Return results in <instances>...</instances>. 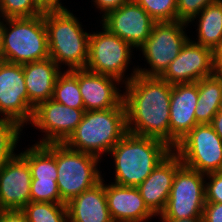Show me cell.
Instances as JSON below:
<instances>
[{
  "mask_svg": "<svg viewBox=\"0 0 222 222\" xmlns=\"http://www.w3.org/2000/svg\"><path fill=\"white\" fill-rule=\"evenodd\" d=\"M205 174L182 165L174 176L165 210L168 219L202 218L205 207Z\"/></svg>",
  "mask_w": 222,
  "mask_h": 222,
  "instance_id": "9",
  "label": "cell"
},
{
  "mask_svg": "<svg viewBox=\"0 0 222 222\" xmlns=\"http://www.w3.org/2000/svg\"><path fill=\"white\" fill-rule=\"evenodd\" d=\"M130 1L132 0H94V3L96 4L97 8L101 10V12L103 11V17L110 11L116 10L120 6Z\"/></svg>",
  "mask_w": 222,
  "mask_h": 222,
  "instance_id": "35",
  "label": "cell"
},
{
  "mask_svg": "<svg viewBox=\"0 0 222 222\" xmlns=\"http://www.w3.org/2000/svg\"><path fill=\"white\" fill-rule=\"evenodd\" d=\"M103 32L89 35L85 69L122 80L131 59L132 46L102 26Z\"/></svg>",
  "mask_w": 222,
  "mask_h": 222,
  "instance_id": "10",
  "label": "cell"
},
{
  "mask_svg": "<svg viewBox=\"0 0 222 222\" xmlns=\"http://www.w3.org/2000/svg\"><path fill=\"white\" fill-rule=\"evenodd\" d=\"M30 202L64 203L56 180L31 179Z\"/></svg>",
  "mask_w": 222,
  "mask_h": 222,
  "instance_id": "30",
  "label": "cell"
},
{
  "mask_svg": "<svg viewBox=\"0 0 222 222\" xmlns=\"http://www.w3.org/2000/svg\"><path fill=\"white\" fill-rule=\"evenodd\" d=\"M31 147L20 155L28 162L32 179L57 180L55 156L44 145L34 144Z\"/></svg>",
  "mask_w": 222,
  "mask_h": 222,
  "instance_id": "24",
  "label": "cell"
},
{
  "mask_svg": "<svg viewBox=\"0 0 222 222\" xmlns=\"http://www.w3.org/2000/svg\"><path fill=\"white\" fill-rule=\"evenodd\" d=\"M44 146L56 158L58 174L56 182L65 204L102 180L97 169L98 157L73 150L64 143H51Z\"/></svg>",
  "mask_w": 222,
  "mask_h": 222,
  "instance_id": "6",
  "label": "cell"
},
{
  "mask_svg": "<svg viewBox=\"0 0 222 222\" xmlns=\"http://www.w3.org/2000/svg\"><path fill=\"white\" fill-rule=\"evenodd\" d=\"M102 180L67 204L68 222H113Z\"/></svg>",
  "mask_w": 222,
  "mask_h": 222,
  "instance_id": "21",
  "label": "cell"
},
{
  "mask_svg": "<svg viewBox=\"0 0 222 222\" xmlns=\"http://www.w3.org/2000/svg\"><path fill=\"white\" fill-rule=\"evenodd\" d=\"M52 99L67 107L85 109L77 77L66 70L60 73L56 79Z\"/></svg>",
  "mask_w": 222,
  "mask_h": 222,
  "instance_id": "25",
  "label": "cell"
},
{
  "mask_svg": "<svg viewBox=\"0 0 222 222\" xmlns=\"http://www.w3.org/2000/svg\"><path fill=\"white\" fill-rule=\"evenodd\" d=\"M106 201L113 222H143L155 216L137 187L105 185Z\"/></svg>",
  "mask_w": 222,
  "mask_h": 222,
  "instance_id": "19",
  "label": "cell"
},
{
  "mask_svg": "<svg viewBox=\"0 0 222 222\" xmlns=\"http://www.w3.org/2000/svg\"><path fill=\"white\" fill-rule=\"evenodd\" d=\"M4 62H6V58L3 51L2 35L0 32V63H4Z\"/></svg>",
  "mask_w": 222,
  "mask_h": 222,
  "instance_id": "40",
  "label": "cell"
},
{
  "mask_svg": "<svg viewBox=\"0 0 222 222\" xmlns=\"http://www.w3.org/2000/svg\"><path fill=\"white\" fill-rule=\"evenodd\" d=\"M0 12L3 20L44 14L34 0H0Z\"/></svg>",
  "mask_w": 222,
  "mask_h": 222,
  "instance_id": "29",
  "label": "cell"
},
{
  "mask_svg": "<svg viewBox=\"0 0 222 222\" xmlns=\"http://www.w3.org/2000/svg\"><path fill=\"white\" fill-rule=\"evenodd\" d=\"M50 58L68 65V70L85 69L88 62L89 35L68 10L44 12Z\"/></svg>",
  "mask_w": 222,
  "mask_h": 222,
  "instance_id": "4",
  "label": "cell"
},
{
  "mask_svg": "<svg viewBox=\"0 0 222 222\" xmlns=\"http://www.w3.org/2000/svg\"><path fill=\"white\" fill-rule=\"evenodd\" d=\"M198 41L214 49L222 40V0L206 6L198 15Z\"/></svg>",
  "mask_w": 222,
  "mask_h": 222,
  "instance_id": "23",
  "label": "cell"
},
{
  "mask_svg": "<svg viewBox=\"0 0 222 222\" xmlns=\"http://www.w3.org/2000/svg\"><path fill=\"white\" fill-rule=\"evenodd\" d=\"M198 100V84L172 85L170 99V147L174 149L196 125L195 108Z\"/></svg>",
  "mask_w": 222,
  "mask_h": 222,
  "instance_id": "17",
  "label": "cell"
},
{
  "mask_svg": "<svg viewBox=\"0 0 222 222\" xmlns=\"http://www.w3.org/2000/svg\"><path fill=\"white\" fill-rule=\"evenodd\" d=\"M102 25L132 47L139 48L150 36L155 21L134 0L103 16Z\"/></svg>",
  "mask_w": 222,
  "mask_h": 222,
  "instance_id": "14",
  "label": "cell"
},
{
  "mask_svg": "<svg viewBox=\"0 0 222 222\" xmlns=\"http://www.w3.org/2000/svg\"><path fill=\"white\" fill-rule=\"evenodd\" d=\"M34 1L43 12L67 10L64 6H62L60 0H34Z\"/></svg>",
  "mask_w": 222,
  "mask_h": 222,
  "instance_id": "36",
  "label": "cell"
},
{
  "mask_svg": "<svg viewBox=\"0 0 222 222\" xmlns=\"http://www.w3.org/2000/svg\"><path fill=\"white\" fill-rule=\"evenodd\" d=\"M215 73L213 49L188 39L160 78L175 85L194 83Z\"/></svg>",
  "mask_w": 222,
  "mask_h": 222,
  "instance_id": "13",
  "label": "cell"
},
{
  "mask_svg": "<svg viewBox=\"0 0 222 222\" xmlns=\"http://www.w3.org/2000/svg\"><path fill=\"white\" fill-rule=\"evenodd\" d=\"M202 222H222V203L205 202Z\"/></svg>",
  "mask_w": 222,
  "mask_h": 222,
  "instance_id": "33",
  "label": "cell"
},
{
  "mask_svg": "<svg viewBox=\"0 0 222 222\" xmlns=\"http://www.w3.org/2000/svg\"><path fill=\"white\" fill-rule=\"evenodd\" d=\"M0 222H28L22 210H0Z\"/></svg>",
  "mask_w": 222,
  "mask_h": 222,
  "instance_id": "34",
  "label": "cell"
},
{
  "mask_svg": "<svg viewBox=\"0 0 222 222\" xmlns=\"http://www.w3.org/2000/svg\"><path fill=\"white\" fill-rule=\"evenodd\" d=\"M85 109L67 107L53 99L39 103L33 111L31 124L45 132L36 144L64 143L81 122Z\"/></svg>",
  "mask_w": 222,
  "mask_h": 222,
  "instance_id": "12",
  "label": "cell"
},
{
  "mask_svg": "<svg viewBox=\"0 0 222 222\" xmlns=\"http://www.w3.org/2000/svg\"><path fill=\"white\" fill-rule=\"evenodd\" d=\"M4 21L9 26L0 21L6 62L23 65L50 58L44 14Z\"/></svg>",
  "mask_w": 222,
  "mask_h": 222,
  "instance_id": "5",
  "label": "cell"
},
{
  "mask_svg": "<svg viewBox=\"0 0 222 222\" xmlns=\"http://www.w3.org/2000/svg\"><path fill=\"white\" fill-rule=\"evenodd\" d=\"M70 71L78 79L85 111L111 109L123 102V94L119 93V89L115 85V83L121 82L117 78L94 73L87 69Z\"/></svg>",
  "mask_w": 222,
  "mask_h": 222,
  "instance_id": "16",
  "label": "cell"
},
{
  "mask_svg": "<svg viewBox=\"0 0 222 222\" xmlns=\"http://www.w3.org/2000/svg\"><path fill=\"white\" fill-rule=\"evenodd\" d=\"M182 21L155 22L148 39L139 47L150 65V70L136 68L125 83L140 74L147 77H160L169 64L179 55L183 45L189 39Z\"/></svg>",
  "mask_w": 222,
  "mask_h": 222,
  "instance_id": "7",
  "label": "cell"
},
{
  "mask_svg": "<svg viewBox=\"0 0 222 222\" xmlns=\"http://www.w3.org/2000/svg\"><path fill=\"white\" fill-rule=\"evenodd\" d=\"M216 74L221 78L222 80V67L216 72Z\"/></svg>",
  "mask_w": 222,
  "mask_h": 222,
  "instance_id": "41",
  "label": "cell"
},
{
  "mask_svg": "<svg viewBox=\"0 0 222 222\" xmlns=\"http://www.w3.org/2000/svg\"><path fill=\"white\" fill-rule=\"evenodd\" d=\"M198 84V100L195 118L198 124H210L219 111L222 99V80L215 73L196 82Z\"/></svg>",
  "mask_w": 222,
  "mask_h": 222,
  "instance_id": "22",
  "label": "cell"
},
{
  "mask_svg": "<svg viewBox=\"0 0 222 222\" xmlns=\"http://www.w3.org/2000/svg\"><path fill=\"white\" fill-rule=\"evenodd\" d=\"M210 125L213 127L214 131L222 139V111H218L217 114L212 119Z\"/></svg>",
  "mask_w": 222,
  "mask_h": 222,
  "instance_id": "38",
  "label": "cell"
},
{
  "mask_svg": "<svg viewBox=\"0 0 222 222\" xmlns=\"http://www.w3.org/2000/svg\"><path fill=\"white\" fill-rule=\"evenodd\" d=\"M21 127L13 120L0 118V167L16 156L13 151L19 140Z\"/></svg>",
  "mask_w": 222,
  "mask_h": 222,
  "instance_id": "27",
  "label": "cell"
},
{
  "mask_svg": "<svg viewBox=\"0 0 222 222\" xmlns=\"http://www.w3.org/2000/svg\"><path fill=\"white\" fill-rule=\"evenodd\" d=\"M123 103L129 133L162 140L170 146L172 85L160 77L137 73L125 83Z\"/></svg>",
  "mask_w": 222,
  "mask_h": 222,
  "instance_id": "1",
  "label": "cell"
},
{
  "mask_svg": "<svg viewBox=\"0 0 222 222\" xmlns=\"http://www.w3.org/2000/svg\"><path fill=\"white\" fill-rule=\"evenodd\" d=\"M22 211L28 222H68L65 203L29 202Z\"/></svg>",
  "mask_w": 222,
  "mask_h": 222,
  "instance_id": "26",
  "label": "cell"
},
{
  "mask_svg": "<svg viewBox=\"0 0 222 222\" xmlns=\"http://www.w3.org/2000/svg\"><path fill=\"white\" fill-rule=\"evenodd\" d=\"M162 222H202V218L168 219L161 218Z\"/></svg>",
  "mask_w": 222,
  "mask_h": 222,
  "instance_id": "39",
  "label": "cell"
},
{
  "mask_svg": "<svg viewBox=\"0 0 222 222\" xmlns=\"http://www.w3.org/2000/svg\"><path fill=\"white\" fill-rule=\"evenodd\" d=\"M182 165L180 157L172 151L137 187L145 204L155 215L165 210L174 176Z\"/></svg>",
  "mask_w": 222,
  "mask_h": 222,
  "instance_id": "18",
  "label": "cell"
},
{
  "mask_svg": "<svg viewBox=\"0 0 222 222\" xmlns=\"http://www.w3.org/2000/svg\"><path fill=\"white\" fill-rule=\"evenodd\" d=\"M173 151L190 169L203 174L222 171V139L210 124L196 125Z\"/></svg>",
  "mask_w": 222,
  "mask_h": 222,
  "instance_id": "8",
  "label": "cell"
},
{
  "mask_svg": "<svg viewBox=\"0 0 222 222\" xmlns=\"http://www.w3.org/2000/svg\"><path fill=\"white\" fill-rule=\"evenodd\" d=\"M177 20L189 24L209 4L219 0H176Z\"/></svg>",
  "mask_w": 222,
  "mask_h": 222,
  "instance_id": "31",
  "label": "cell"
},
{
  "mask_svg": "<svg viewBox=\"0 0 222 222\" xmlns=\"http://www.w3.org/2000/svg\"><path fill=\"white\" fill-rule=\"evenodd\" d=\"M155 22H172L177 20L176 0H134Z\"/></svg>",
  "mask_w": 222,
  "mask_h": 222,
  "instance_id": "28",
  "label": "cell"
},
{
  "mask_svg": "<svg viewBox=\"0 0 222 222\" xmlns=\"http://www.w3.org/2000/svg\"><path fill=\"white\" fill-rule=\"evenodd\" d=\"M23 73L28 102L33 109L39 103L52 99L56 79L61 73L52 58L23 64Z\"/></svg>",
  "mask_w": 222,
  "mask_h": 222,
  "instance_id": "20",
  "label": "cell"
},
{
  "mask_svg": "<svg viewBox=\"0 0 222 222\" xmlns=\"http://www.w3.org/2000/svg\"><path fill=\"white\" fill-rule=\"evenodd\" d=\"M205 202L222 203V171L205 174Z\"/></svg>",
  "mask_w": 222,
  "mask_h": 222,
  "instance_id": "32",
  "label": "cell"
},
{
  "mask_svg": "<svg viewBox=\"0 0 222 222\" xmlns=\"http://www.w3.org/2000/svg\"><path fill=\"white\" fill-rule=\"evenodd\" d=\"M214 56V67L217 72L222 67V40L220 43L213 49Z\"/></svg>",
  "mask_w": 222,
  "mask_h": 222,
  "instance_id": "37",
  "label": "cell"
},
{
  "mask_svg": "<svg viewBox=\"0 0 222 222\" xmlns=\"http://www.w3.org/2000/svg\"><path fill=\"white\" fill-rule=\"evenodd\" d=\"M34 109L28 102L23 65L0 63V113L19 125L31 122Z\"/></svg>",
  "mask_w": 222,
  "mask_h": 222,
  "instance_id": "11",
  "label": "cell"
},
{
  "mask_svg": "<svg viewBox=\"0 0 222 222\" xmlns=\"http://www.w3.org/2000/svg\"><path fill=\"white\" fill-rule=\"evenodd\" d=\"M165 142L127 133L111 150L115 184L138 187L173 150Z\"/></svg>",
  "mask_w": 222,
  "mask_h": 222,
  "instance_id": "2",
  "label": "cell"
},
{
  "mask_svg": "<svg viewBox=\"0 0 222 222\" xmlns=\"http://www.w3.org/2000/svg\"><path fill=\"white\" fill-rule=\"evenodd\" d=\"M219 111H222V99L220 101Z\"/></svg>",
  "mask_w": 222,
  "mask_h": 222,
  "instance_id": "42",
  "label": "cell"
},
{
  "mask_svg": "<svg viewBox=\"0 0 222 222\" xmlns=\"http://www.w3.org/2000/svg\"><path fill=\"white\" fill-rule=\"evenodd\" d=\"M128 133L125 106L105 110L85 111L77 128L64 142L76 151L98 158L110 150Z\"/></svg>",
  "mask_w": 222,
  "mask_h": 222,
  "instance_id": "3",
  "label": "cell"
},
{
  "mask_svg": "<svg viewBox=\"0 0 222 222\" xmlns=\"http://www.w3.org/2000/svg\"><path fill=\"white\" fill-rule=\"evenodd\" d=\"M31 170L20 155L0 167V210H22L30 202Z\"/></svg>",
  "mask_w": 222,
  "mask_h": 222,
  "instance_id": "15",
  "label": "cell"
}]
</instances>
